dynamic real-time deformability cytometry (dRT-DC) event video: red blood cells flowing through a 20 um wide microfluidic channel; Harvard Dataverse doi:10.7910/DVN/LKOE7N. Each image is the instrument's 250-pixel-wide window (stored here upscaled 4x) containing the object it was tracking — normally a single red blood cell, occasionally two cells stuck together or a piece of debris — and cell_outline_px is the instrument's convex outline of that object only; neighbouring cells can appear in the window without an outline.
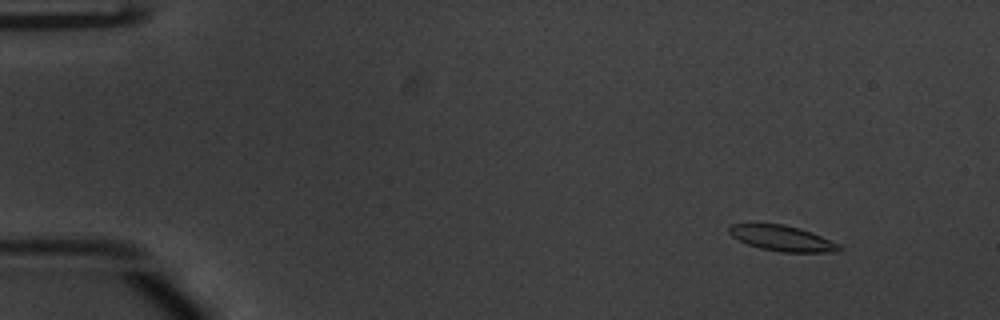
{"species": "common noctule bat (a hibernating species)", "species_latin": "Nyctalus noctula", "temperature_condition": "warm", "stored_images_in_passage": 53, "camera_frame_rate_fps": 3000, "um_per_image_px": 0.085, "animal": {"sex": "male", "body_mass_g": 20.1, "forearm_length_mm": 53.5}, "frame": {"image": 1, "passage_image": 5, "time_ms": 1.333, "image_size_px": [1000, 320], "cell_outline_px": [[844, 248], [840, 252], [780, 252], [760, 248], [748, 244], [732, 236], [728, 232], [728, 228], [732, 224], [784, 224], [800, 228], [812, 232], [840, 244]], "centroid_in_image_um": [66.55, 20.26], "position_along_channel_um": 18.5, "area_um2": 16.42}}
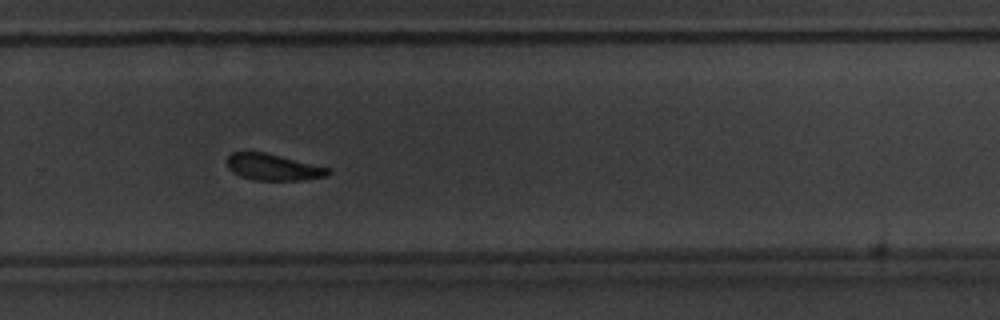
{"frame": {"image": 2, "passage_image": 36, "time_ms": 11.667, "image_size_px": [1000, 320], "cell_outline_px": [[332, 172], [328, 176], [300, 180], [256, 180], [240, 176], [232, 172], [228, 168], [228, 156], [232, 152], [264, 152], [332, 168]], "centroid_in_image_um": [23.26, 14.21], "position_along_channel_um": 306.5, "area_um2": 15.61}}
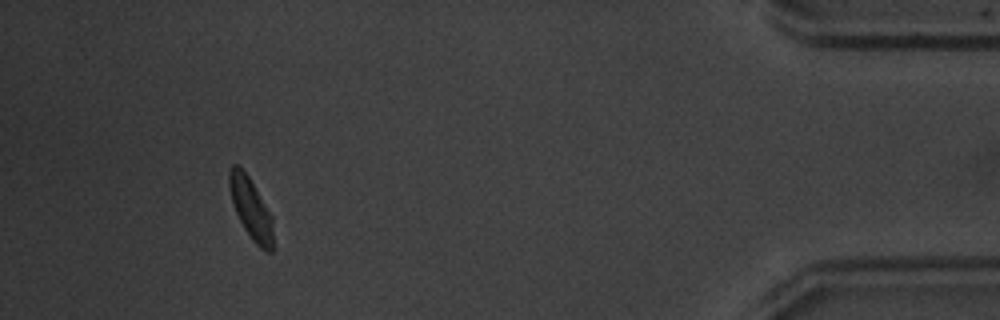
{"frame": {"image": 3, "passage_image": 49, "time_ms": 16.0, "image_size_px": [1000, 320], "cell_outline_px": [[272, 252], [268, 252], [260, 248], [252, 240], [244, 228], [236, 212], [232, 200], [228, 184], [228, 172], [232, 164], [240, 164], [248, 176], [272, 216]], "centroid_in_image_um": [21.3, 17.68], "position_along_channel_um": 413.9, "area_um2": 15.43}, "authors_computed_cell_mechanics": {"area_um2": 16.5886, "velocity_mm_per_s": 3.8172, "shape_relaxation_time_tau1_ms": 2.1564, "shape_relaxation_time_tau2_ms": 1.6238, "deformation_change_tau1": 0.1296, "deformation_change_tau2": 0.0703}}